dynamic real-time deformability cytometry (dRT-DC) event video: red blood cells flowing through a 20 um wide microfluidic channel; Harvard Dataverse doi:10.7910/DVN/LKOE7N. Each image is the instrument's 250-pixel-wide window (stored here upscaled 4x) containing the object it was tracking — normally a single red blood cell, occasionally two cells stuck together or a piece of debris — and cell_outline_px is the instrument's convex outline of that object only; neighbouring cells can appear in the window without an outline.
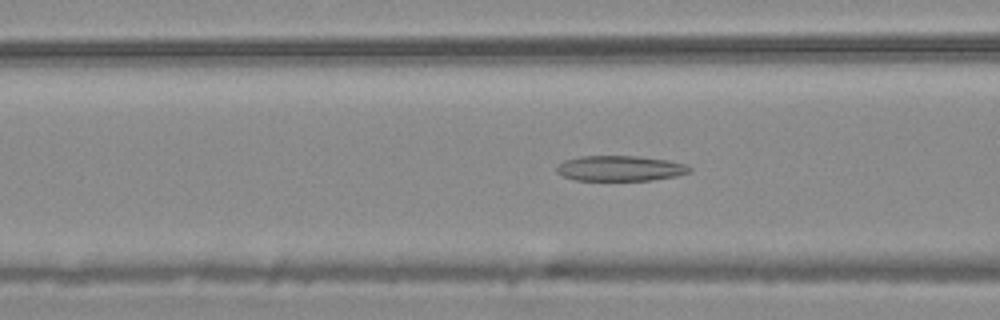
{"species": "common noctule bat (a hibernating species)", "species_latin": "Nyctalus noctula", "temperature_condition": "warm", "stored_images_in_passage": 54, "camera_frame_rate_fps": 3000, "um_per_image_px": 0.085, "animal": {"sex": "male", "body_mass_g": 20.4}, "frame": {"image": 1, "passage_image": 21, "time_ms": 6.667, "image_size_px": [1000, 320], "cell_outline_px": [[692, 172], [676, 176], [652, 180], [576, 180], [564, 176], [556, 172], [556, 168], [564, 160], [580, 156], [640, 156], [668, 160], [688, 164], [692, 168]], "centroid_in_image_um": [52.77, 14.3], "position_along_channel_um": 113.8, "area_um2": 19.77}}
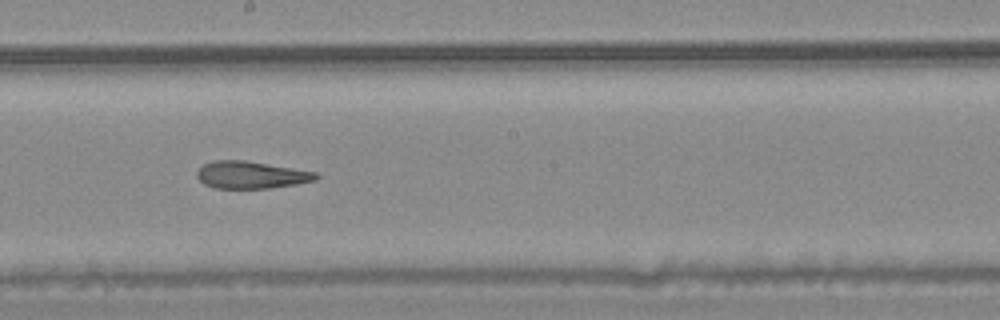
{"frame": {"image": 2, "passage_image": 30, "time_ms": 9.667, "image_size_px": [1000, 320], "cell_outline_px": [[320, 176], [316, 180], [296, 184], [268, 188], [212, 188], [204, 184], [196, 176], [196, 172], [204, 164], [212, 160], [244, 160], [316, 172]], "centroid_in_image_um": [21.32, 14.87], "position_along_channel_um": 226.9, "area_um2": 18.84}}
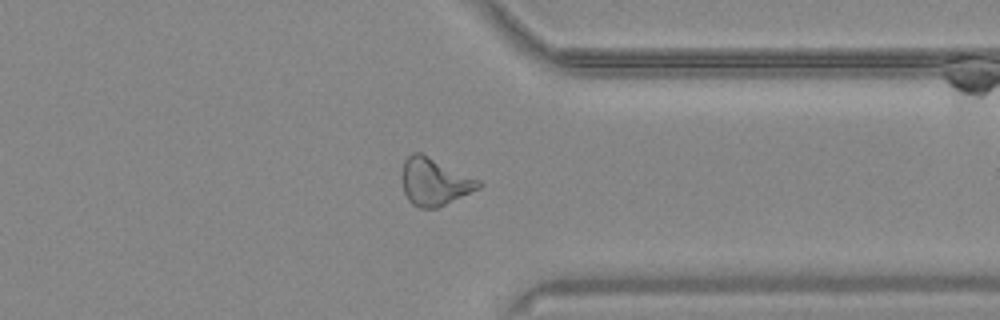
{"frame": {"image": 3, "passage_image": 42, "time_ms": 13.667, "image_size_px": [1000, 320], "cell_outline_px": [[484, 184], [480, 188], [436, 208], [420, 208], [412, 204], [408, 200], [404, 192], [400, 176], [404, 160], [412, 152], [420, 152], [480, 180]], "centroid_in_image_um": [36.9, 15.44], "position_along_channel_um": 374.5, "area_um2": 21.21}, "authors_computed_cell_mechanics": {"area_um2": 21.4438, "velocity_mm_per_s": 3.7657, "shape_relaxation_time_tau1_ms": null, "shape_relaxation_time_tau2_ms": 2.8484, "deformation_change_tau1": null, "deformation_change_tau2": 0.1216}}